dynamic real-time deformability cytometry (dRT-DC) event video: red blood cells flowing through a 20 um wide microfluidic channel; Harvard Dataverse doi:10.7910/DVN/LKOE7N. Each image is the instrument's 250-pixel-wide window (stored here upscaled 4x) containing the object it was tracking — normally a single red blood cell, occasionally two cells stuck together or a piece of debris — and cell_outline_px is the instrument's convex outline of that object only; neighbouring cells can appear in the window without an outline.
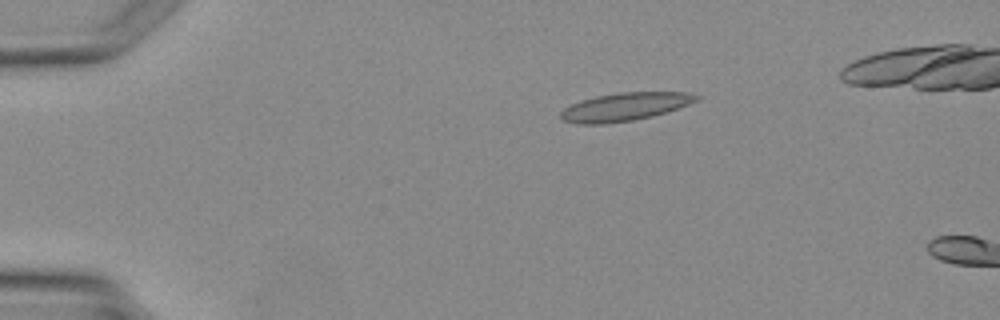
{"species": "Egyptian fruit bat (a non-hibernating species)", "species_latin": "Rousettus aegyptiacus", "temperature_condition": "warm", "stored_images_in_passage": 4, "camera_frame_rate_fps": 3000, "um_per_image_px": 0.085, "animal": {"sex": "female"}, "frame": {"image": 1, "passage_image": 3, "time_ms": 2.667, "image_size_px": [1000, 320], "cell_outline_px": [[700, 100], [668, 112], [652, 116], [632, 120], [604, 124], [576, 124], [564, 120], [560, 116], [560, 112], [564, 108], [580, 100], [596, 96], [620, 92], [692, 92], [700, 96]], "centroid_in_image_um": [53.15, 9.07], "position_along_channel_um": 31.8, "area_um2": 22.37}}